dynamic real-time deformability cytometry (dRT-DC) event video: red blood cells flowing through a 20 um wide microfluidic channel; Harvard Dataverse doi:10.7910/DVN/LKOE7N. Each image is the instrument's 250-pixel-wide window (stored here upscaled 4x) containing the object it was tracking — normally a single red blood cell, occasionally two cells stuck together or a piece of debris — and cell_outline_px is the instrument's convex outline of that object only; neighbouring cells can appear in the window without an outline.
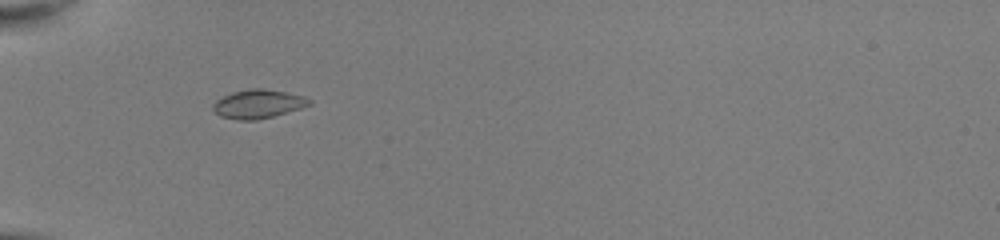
{"species": "common noctule bat (a hibernating species)", "species_latin": "Nyctalus noctula", "temperature_condition": "room temperature", "stored_images_in_passage": 34, "camera_frame_rate_fps": 3000, "um_per_image_px": 0.085, "animal": {"sex": "female", "body_mass_g": 22.0, "forearm_length_mm": 56.7}, "frame": {"image": 1, "passage_image": 1, "time_ms": 0.0, "image_size_px": [1000, 240], "cell_outline_px": [[312, 104], [300, 108], [272, 116], [256, 120], [240, 120], [220, 116], [212, 108], [212, 104], [216, 100], [232, 92], [252, 88], [264, 88], [304, 96], [312, 100]], "centroid_in_image_um": [21.93, 8.83], "position_along_channel_um": 63.1, "area_um2": 15.95}}
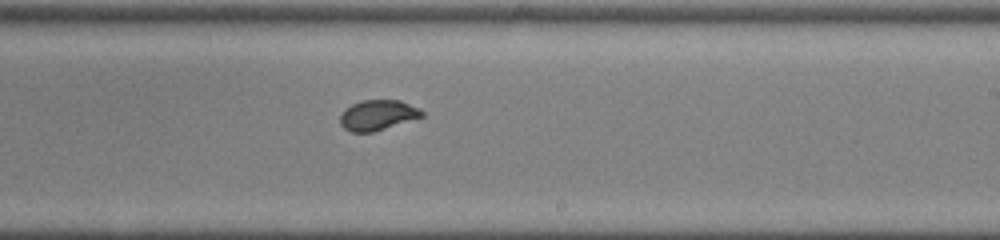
{"frame": {"image": 2, "passage_image": 16, "time_ms": 5.0, "image_size_px": [1000, 240], "cell_outline_px": [[424, 116], [372, 132], [352, 132], [344, 128], [340, 124], [340, 116], [352, 104], [364, 100], [400, 100], [420, 108], [424, 112]], "centroid_in_image_um": [32.14, 9.78], "position_along_channel_um": 256.9, "area_um2": 14.22}}
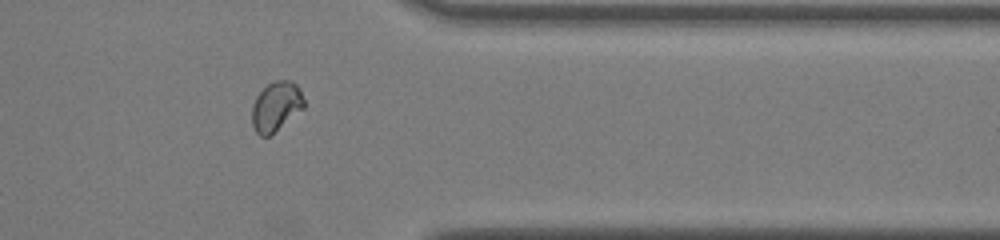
{"frame": {"image": 3, "passage_image": 26, "time_ms": 8.333, "image_size_px": [1000, 240], "cell_outline_px": [[304, 108], [268, 136], [260, 136], [256, 132], [252, 124], [252, 104], [256, 96], [268, 84], [276, 80], [292, 80], [300, 88], [304, 100]], "centroid_in_image_um": [23.47, 9.02], "position_along_channel_um": 387.9, "area_um2": 14.91}, "authors_computed_cell_mechanics": {"area_um2": 15.0569, "velocity_mm_per_s": 4.0496, "shape_relaxation_time_tau1_ms": 3.6033, "shape_relaxation_time_tau2_ms": null, "deformation_change_tau1": 0.0773, "deformation_change_tau2": null}}